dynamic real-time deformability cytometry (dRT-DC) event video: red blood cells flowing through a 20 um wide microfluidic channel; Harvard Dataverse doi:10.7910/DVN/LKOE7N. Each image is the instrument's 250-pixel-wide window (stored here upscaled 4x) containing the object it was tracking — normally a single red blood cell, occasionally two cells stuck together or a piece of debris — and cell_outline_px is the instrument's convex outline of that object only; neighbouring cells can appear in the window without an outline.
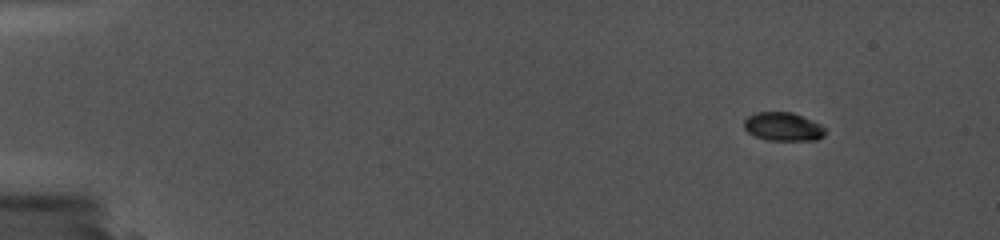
{"species": "common noctule bat (a hibernating species)", "species_latin": "Nyctalus noctula", "temperature_condition": "cold", "stored_images_in_passage": 3, "camera_frame_rate_fps": 5000, "um_per_image_px": 0.085, "animal": {"sex": "female", "body_mass_g": 19.0, "forearm_length_mm": 56.7}, "frame": {"image": 1, "passage_image": 3, "time_ms": 0.6, "image_size_px": [1000, 240], "cell_outline_px": [[824, 136], [820, 140], [764, 140], [752, 136], [744, 128], [744, 120], [752, 116], [764, 112], [788, 112], [800, 116], [820, 124], [824, 128]], "centroid_in_image_um": [66.56, 10.8], "position_along_channel_um": 18.4, "area_um2": 13.24}}